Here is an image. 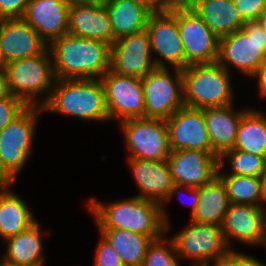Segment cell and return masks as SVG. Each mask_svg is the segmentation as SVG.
I'll list each match as a JSON object with an SVG mask.
<instances>
[{"label":"cell","instance_id":"1","mask_svg":"<svg viewBox=\"0 0 266 266\" xmlns=\"http://www.w3.org/2000/svg\"><path fill=\"white\" fill-rule=\"evenodd\" d=\"M56 79H99L110 69V45L69 33L49 45Z\"/></svg>","mask_w":266,"mask_h":266},{"label":"cell","instance_id":"2","mask_svg":"<svg viewBox=\"0 0 266 266\" xmlns=\"http://www.w3.org/2000/svg\"><path fill=\"white\" fill-rule=\"evenodd\" d=\"M88 207L99 229H123L149 238H161L166 232L161 204L152 200L133 196L104 205L92 198Z\"/></svg>","mask_w":266,"mask_h":266},{"label":"cell","instance_id":"3","mask_svg":"<svg viewBox=\"0 0 266 266\" xmlns=\"http://www.w3.org/2000/svg\"><path fill=\"white\" fill-rule=\"evenodd\" d=\"M56 84V85H55ZM43 111L76 116L82 120H109L102 81L96 79H55Z\"/></svg>","mask_w":266,"mask_h":266},{"label":"cell","instance_id":"4","mask_svg":"<svg viewBox=\"0 0 266 266\" xmlns=\"http://www.w3.org/2000/svg\"><path fill=\"white\" fill-rule=\"evenodd\" d=\"M181 75L186 107L203 109L233 104L229 71L218 62L189 65L181 70Z\"/></svg>","mask_w":266,"mask_h":266},{"label":"cell","instance_id":"5","mask_svg":"<svg viewBox=\"0 0 266 266\" xmlns=\"http://www.w3.org/2000/svg\"><path fill=\"white\" fill-rule=\"evenodd\" d=\"M50 56L52 57L50 49L47 48L39 55L6 63L4 71L10 91L26 106L42 107L50 97L56 79ZM42 92H47L45 95L48 96L38 102L35 97Z\"/></svg>","mask_w":266,"mask_h":266},{"label":"cell","instance_id":"6","mask_svg":"<svg viewBox=\"0 0 266 266\" xmlns=\"http://www.w3.org/2000/svg\"><path fill=\"white\" fill-rule=\"evenodd\" d=\"M265 60L266 32L258 21H247L242 30L219 38L217 62L228 71L233 65L242 74L252 76Z\"/></svg>","mask_w":266,"mask_h":266},{"label":"cell","instance_id":"7","mask_svg":"<svg viewBox=\"0 0 266 266\" xmlns=\"http://www.w3.org/2000/svg\"><path fill=\"white\" fill-rule=\"evenodd\" d=\"M42 107L27 106L0 131V164L15 181L32 152L38 114Z\"/></svg>","mask_w":266,"mask_h":266},{"label":"cell","instance_id":"8","mask_svg":"<svg viewBox=\"0 0 266 266\" xmlns=\"http://www.w3.org/2000/svg\"><path fill=\"white\" fill-rule=\"evenodd\" d=\"M174 71L173 78L167 67H155L141 78L145 118L167 120L185 106L181 69Z\"/></svg>","mask_w":266,"mask_h":266},{"label":"cell","instance_id":"9","mask_svg":"<svg viewBox=\"0 0 266 266\" xmlns=\"http://www.w3.org/2000/svg\"><path fill=\"white\" fill-rule=\"evenodd\" d=\"M179 258H188L202 266L211 260H221L232 249L228 247L221 226L191 221L185 229L170 238Z\"/></svg>","mask_w":266,"mask_h":266},{"label":"cell","instance_id":"10","mask_svg":"<svg viewBox=\"0 0 266 266\" xmlns=\"http://www.w3.org/2000/svg\"><path fill=\"white\" fill-rule=\"evenodd\" d=\"M126 138L128 158L141 160H167L169 147L168 129L165 120L132 118L120 121Z\"/></svg>","mask_w":266,"mask_h":266},{"label":"cell","instance_id":"11","mask_svg":"<svg viewBox=\"0 0 266 266\" xmlns=\"http://www.w3.org/2000/svg\"><path fill=\"white\" fill-rule=\"evenodd\" d=\"M177 26L185 54V68L218 60L219 38L186 3L177 7Z\"/></svg>","mask_w":266,"mask_h":266},{"label":"cell","instance_id":"12","mask_svg":"<svg viewBox=\"0 0 266 266\" xmlns=\"http://www.w3.org/2000/svg\"><path fill=\"white\" fill-rule=\"evenodd\" d=\"M100 80L104 87L109 120L145 118L141 78L120 75L109 69Z\"/></svg>","mask_w":266,"mask_h":266},{"label":"cell","instance_id":"13","mask_svg":"<svg viewBox=\"0 0 266 266\" xmlns=\"http://www.w3.org/2000/svg\"><path fill=\"white\" fill-rule=\"evenodd\" d=\"M146 31L151 51L161 57L160 60H153L156 67H167L169 63L174 69H185L184 48L177 26V7L168 12H152Z\"/></svg>","mask_w":266,"mask_h":266},{"label":"cell","instance_id":"14","mask_svg":"<svg viewBox=\"0 0 266 266\" xmlns=\"http://www.w3.org/2000/svg\"><path fill=\"white\" fill-rule=\"evenodd\" d=\"M151 54L146 29L124 36L110 45V70L120 75L143 78L156 67Z\"/></svg>","mask_w":266,"mask_h":266},{"label":"cell","instance_id":"15","mask_svg":"<svg viewBox=\"0 0 266 266\" xmlns=\"http://www.w3.org/2000/svg\"><path fill=\"white\" fill-rule=\"evenodd\" d=\"M166 161L174 184L192 188L211 182L219 168V155L194 149L171 151Z\"/></svg>","mask_w":266,"mask_h":266},{"label":"cell","instance_id":"16","mask_svg":"<svg viewBox=\"0 0 266 266\" xmlns=\"http://www.w3.org/2000/svg\"><path fill=\"white\" fill-rule=\"evenodd\" d=\"M165 122L171 151L194 149L218 155L210 144L202 109L184 106Z\"/></svg>","mask_w":266,"mask_h":266},{"label":"cell","instance_id":"17","mask_svg":"<svg viewBox=\"0 0 266 266\" xmlns=\"http://www.w3.org/2000/svg\"><path fill=\"white\" fill-rule=\"evenodd\" d=\"M264 206L229 203L221 225L227 246L230 239L243 244L263 245L266 239V210Z\"/></svg>","mask_w":266,"mask_h":266},{"label":"cell","instance_id":"18","mask_svg":"<svg viewBox=\"0 0 266 266\" xmlns=\"http://www.w3.org/2000/svg\"><path fill=\"white\" fill-rule=\"evenodd\" d=\"M130 169L135 177L137 186L142 194L137 195L142 199L152 200L161 204L162 218L166 225V232L170 229L168 215L164 209L172 185L174 184L166 160H141L128 158Z\"/></svg>","mask_w":266,"mask_h":266},{"label":"cell","instance_id":"19","mask_svg":"<svg viewBox=\"0 0 266 266\" xmlns=\"http://www.w3.org/2000/svg\"><path fill=\"white\" fill-rule=\"evenodd\" d=\"M71 0H29L22 19L49 45L68 33Z\"/></svg>","mask_w":266,"mask_h":266},{"label":"cell","instance_id":"20","mask_svg":"<svg viewBox=\"0 0 266 266\" xmlns=\"http://www.w3.org/2000/svg\"><path fill=\"white\" fill-rule=\"evenodd\" d=\"M0 47L6 63L43 53L48 44L22 18L0 19Z\"/></svg>","mask_w":266,"mask_h":266},{"label":"cell","instance_id":"21","mask_svg":"<svg viewBox=\"0 0 266 266\" xmlns=\"http://www.w3.org/2000/svg\"><path fill=\"white\" fill-rule=\"evenodd\" d=\"M68 33L76 37L100 40L111 45L113 33L105 5L71 0Z\"/></svg>","mask_w":266,"mask_h":266},{"label":"cell","instance_id":"22","mask_svg":"<svg viewBox=\"0 0 266 266\" xmlns=\"http://www.w3.org/2000/svg\"><path fill=\"white\" fill-rule=\"evenodd\" d=\"M186 4L218 38L242 30L245 23L233 0H188Z\"/></svg>","mask_w":266,"mask_h":266},{"label":"cell","instance_id":"23","mask_svg":"<svg viewBox=\"0 0 266 266\" xmlns=\"http://www.w3.org/2000/svg\"><path fill=\"white\" fill-rule=\"evenodd\" d=\"M232 108V105H227L202 109L210 144L219 156L234 147L239 122L247 111L236 112Z\"/></svg>","mask_w":266,"mask_h":266},{"label":"cell","instance_id":"24","mask_svg":"<svg viewBox=\"0 0 266 266\" xmlns=\"http://www.w3.org/2000/svg\"><path fill=\"white\" fill-rule=\"evenodd\" d=\"M105 7L110 19L113 42L144 31L152 13L139 0H111Z\"/></svg>","mask_w":266,"mask_h":266},{"label":"cell","instance_id":"25","mask_svg":"<svg viewBox=\"0 0 266 266\" xmlns=\"http://www.w3.org/2000/svg\"><path fill=\"white\" fill-rule=\"evenodd\" d=\"M41 228L35 221L21 233L5 239L7 243L5 259L2 263L19 266H44Z\"/></svg>","mask_w":266,"mask_h":266},{"label":"cell","instance_id":"26","mask_svg":"<svg viewBox=\"0 0 266 266\" xmlns=\"http://www.w3.org/2000/svg\"><path fill=\"white\" fill-rule=\"evenodd\" d=\"M229 206L228 195L222 180L216 176L199 188V201L191 221L221 226Z\"/></svg>","mask_w":266,"mask_h":266},{"label":"cell","instance_id":"27","mask_svg":"<svg viewBox=\"0 0 266 266\" xmlns=\"http://www.w3.org/2000/svg\"><path fill=\"white\" fill-rule=\"evenodd\" d=\"M30 208L9 189L0 191V237L4 240L26 230L35 222Z\"/></svg>","mask_w":266,"mask_h":266},{"label":"cell","instance_id":"28","mask_svg":"<svg viewBox=\"0 0 266 266\" xmlns=\"http://www.w3.org/2000/svg\"><path fill=\"white\" fill-rule=\"evenodd\" d=\"M99 230L125 266H142L148 246L153 240L159 239L123 229Z\"/></svg>","mask_w":266,"mask_h":266},{"label":"cell","instance_id":"29","mask_svg":"<svg viewBox=\"0 0 266 266\" xmlns=\"http://www.w3.org/2000/svg\"><path fill=\"white\" fill-rule=\"evenodd\" d=\"M233 149L252 153L266 160V115L248 109L242 116Z\"/></svg>","mask_w":266,"mask_h":266},{"label":"cell","instance_id":"30","mask_svg":"<svg viewBox=\"0 0 266 266\" xmlns=\"http://www.w3.org/2000/svg\"><path fill=\"white\" fill-rule=\"evenodd\" d=\"M217 176L225 185L229 203L252 204L255 206H262L263 201V203H266L263 178L230 173L228 175L220 174L219 169Z\"/></svg>","mask_w":266,"mask_h":266},{"label":"cell","instance_id":"31","mask_svg":"<svg viewBox=\"0 0 266 266\" xmlns=\"http://www.w3.org/2000/svg\"><path fill=\"white\" fill-rule=\"evenodd\" d=\"M227 157L230 159L231 174L263 178L266 162L263 157L232 148L224 151L219 156V170L223 169V158Z\"/></svg>","mask_w":266,"mask_h":266},{"label":"cell","instance_id":"32","mask_svg":"<svg viewBox=\"0 0 266 266\" xmlns=\"http://www.w3.org/2000/svg\"><path fill=\"white\" fill-rule=\"evenodd\" d=\"M142 266H179L173 241L163 236L153 240L147 248Z\"/></svg>","mask_w":266,"mask_h":266},{"label":"cell","instance_id":"33","mask_svg":"<svg viewBox=\"0 0 266 266\" xmlns=\"http://www.w3.org/2000/svg\"><path fill=\"white\" fill-rule=\"evenodd\" d=\"M27 106L13 95L0 100V131L7 126Z\"/></svg>","mask_w":266,"mask_h":266},{"label":"cell","instance_id":"34","mask_svg":"<svg viewBox=\"0 0 266 266\" xmlns=\"http://www.w3.org/2000/svg\"><path fill=\"white\" fill-rule=\"evenodd\" d=\"M94 266H125L114 248L102 237L96 250Z\"/></svg>","mask_w":266,"mask_h":266},{"label":"cell","instance_id":"35","mask_svg":"<svg viewBox=\"0 0 266 266\" xmlns=\"http://www.w3.org/2000/svg\"><path fill=\"white\" fill-rule=\"evenodd\" d=\"M244 22L257 21L266 8V0H233Z\"/></svg>","mask_w":266,"mask_h":266},{"label":"cell","instance_id":"36","mask_svg":"<svg viewBox=\"0 0 266 266\" xmlns=\"http://www.w3.org/2000/svg\"><path fill=\"white\" fill-rule=\"evenodd\" d=\"M29 0H0V19L22 18Z\"/></svg>","mask_w":266,"mask_h":266},{"label":"cell","instance_id":"37","mask_svg":"<svg viewBox=\"0 0 266 266\" xmlns=\"http://www.w3.org/2000/svg\"><path fill=\"white\" fill-rule=\"evenodd\" d=\"M151 12H168L185 3L184 0H139Z\"/></svg>","mask_w":266,"mask_h":266},{"label":"cell","instance_id":"38","mask_svg":"<svg viewBox=\"0 0 266 266\" xmlns=\"http://www.w3.org/2000/svg\"><path fill=\"white\" fill-rule=\"evenodd\" d=\"M230 266H266L252 256L230 250Z\"/></svg>","mask_w":266,"mask_h":266},{"label":"cell","instance_id":"39","mask_svg":"<svg viewBox=\"0 0 266 266\" xmlns=\"http://www.w3.org/2000/svg\"><path fill=\"white\" fill-rule=\"evenodd\" d=\"M185 186H181L178 184H173L172 188L170 189V192L166 198V200L164 202L169 201V199L171 200V198L173 197V195L177 193H179V190H181V188L183 189ZM186 189L190 190L193 199L191 201V216L194 214L195 209H196V205L199 201V188H192V187H185Z\"/></svg>","mask_w":266,"mask_h":266},{"label":"cell","instance_id":"40","mask_svg":"<svg viewBox=\"0 0 266 266\" xmlns=\"http://www.w3.org/2000/svg\"><path fill=\"white\" fill-rule=\"evenodd\" d=\"M251 77H258L260 94L266 96V60Z\"/></svg>","mask_w":266,"mask_h":266},{"label":"cell","instance_id":"41","mask_svg":"<svg viewBox=\"0 0 266 266\" xmlns=\"http://www.w3.org/2000/svg\"><path fill=\"white\" fill-rule=\"evenodd\" d=\"M12 93L9 88L7 75L4 70H0V100L9 98Z\"/></svg>","mask_w":266,"mask_h":266},{"label":"cell","instance_id":"42","mask_svg":"<svg viewBox=\"0 0 266 266\" xmlns=\"http://www.w3.org/2000/svg\"><path fill=\"white\" fill-rule=\"evenodd\" d=\"M13 183L15 181L6 173L0 164V191L10 188Z\"/></svg>","mask_w":266,"mask_h":266},{"label":"cell","instance_id":"43","mask_svg":"<svg viewBox=\"0 0 266 266\" xmlns=\"http://www.w3.org/2000/svg\"><path fill=\"white\" fill-rule=\"evenodd\" d=\"M209 262L202 266H209ZM213 266H230V251L225 255V257L221 260H214Z\"/></svg>","mask_w":266,"mask_h":266},{"label":"cell","instance_id":"44","mask_svg":"<svg viewBox=\"0 0 266 266\" xmlns=\"http://www.w3.org/2000/svg\"><path fill=\"white\" fill-rule=\"evenodd\" d=\"M87 4L107 5L111 0H77Z\"/></svg>","mask_w":266,"mask_h":266},{"label":"cell","instance_id":"45","mask_svg":"<svg viewBox=\"0 0 266 266\" xmlns=\"http://www.w3.org/2000/svg\"><path fill=\"white\" fill-rule=\"evenodd\" d=\"M257 21L266 32V8L261 12Z\"/></svg>","mask_w":266,"mask_h":266},{"label":"cell","instance_id":"46","mask_svg":"<svg viewBox=\"0 0 266 266\" xmlns=\"http://www.w3.org/2000/svg\"><path fill=\"white\" fill-rule=\"evenodd\" d=\"M5 67H6V62L3 58L1 47H0V70H5Z\"/></svg>","mask_w":266,"mask_h":266},{"label":"cell","instance_id":"47","mask_svg":"<svg viewBox=\"0 0 266 266\" xmlns=\"http://www.w3.org/2000/svg\"><path fill=\"white\" fill-rule=\"evenodd\" d=\"M263 184H264V193L266 196V162H265V169H264V175H263Z\"/></svg>","mask_w":266,"mask_h":266},{"label":"cell","instance_id":"48","mask_svg":"<svg viewBox=\"0 0 266 266\" xmlns=\"http://www.w3.org/2000/svg\"><path fill=\"white\" fill-rule=\"evenodd\" d=\"M1 266H19V265H14L11 263H2Z\"/></svg>","mask_w":266,"mask_h":266}]
</instances>
